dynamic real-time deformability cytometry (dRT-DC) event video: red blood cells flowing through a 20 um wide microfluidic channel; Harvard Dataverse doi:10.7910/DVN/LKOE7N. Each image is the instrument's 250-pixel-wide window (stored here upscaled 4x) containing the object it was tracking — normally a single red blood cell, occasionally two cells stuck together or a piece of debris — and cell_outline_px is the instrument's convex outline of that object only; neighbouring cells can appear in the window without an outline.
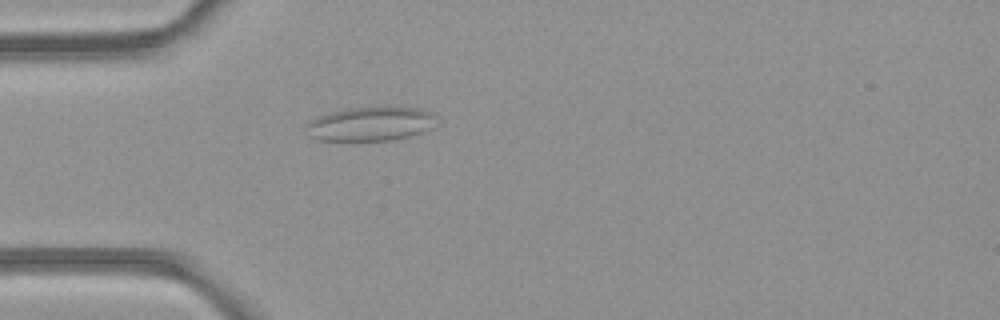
{"species": "common noctule bat (a hibernating species)", "species_latin": "Nyctalus noctula", "temperature_condition": "room temperature", "stored_images_in_passage": 39, "camera_frame_rate_fps": 3000, "um_per_image_px": 0.085, "animal": {"sex": "female", "body_mass_g": 21.9}, "frame": {"image": 1, "passage_image": 4, "time_ms": 1.0, "image_size_px": [1000, 320], "cell_outline_px": [[436, 116], [432, 128], [412, 136], [392, 140], [320, 140], [308, 136], [304, 128], [304, 124], [308, 120], [316, 116], [348, 108], [420, 108], [432, 112]], "centroid_in_image_um": [31.44, 10.54], "position_along_channel_um": 53.6, "area_um2": 25.89}}
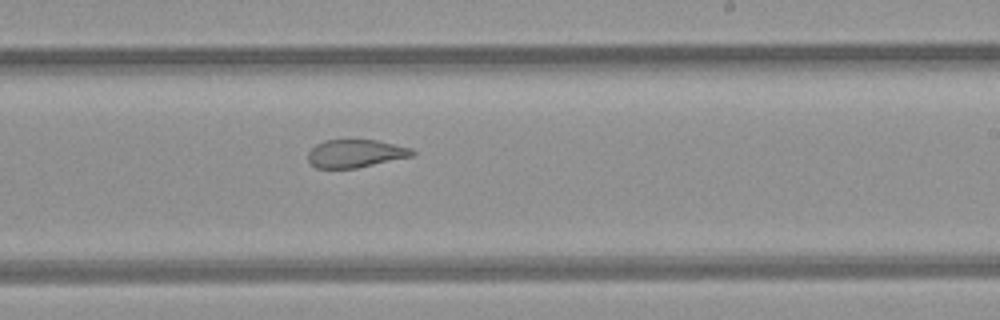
{"frame": {"image": 2, "passage_image": 19, "time_ms": 6.0, "image_size_px": [1000, 320], "cell_outline_px": [[416, 152], [412, 156], [356, 168], [316, 168], [308, 164], [308, 152], [316, 144], [324, 140], [376, 140], [412, 148]], "centroid_in_image_um": [30.18, 13.05], "position_along_channel_um": 258.8, "area_um2": 16.99}}
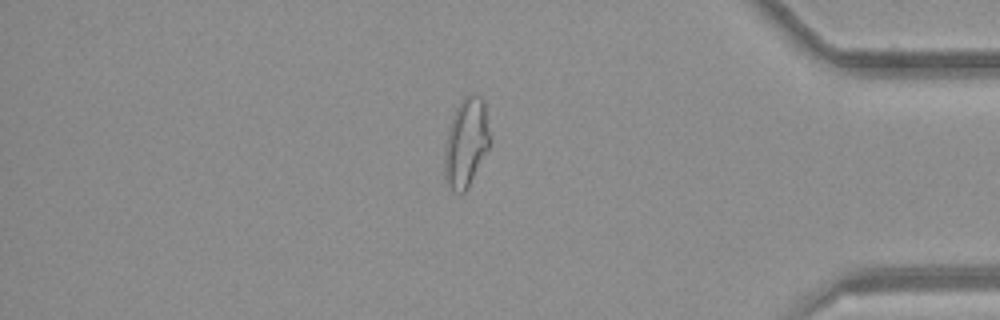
{"frame": {"image": 3, "passage_image": 31, "time_ms": 10.0, "image_size_px": [1000, 320], "cell_outline_px": [[492, 144], [468, 188], [464, 192], [460, 192], [452, 188], [448, 184], [444, 176], [444, 148], [448, 128], [452, 116], [460, 100], [464, 96], [480, 96], [484, 100], [492, 140]], "centroid_in_image_um": [39.65, 12.11], "position_along_channel_um": 395.6, "area_um2": 23.93}, "authors_computed_cell_mechanics": {"area_um2": 20.9814, "velocity_mm_per_s": 4.2456, "shape_relaxation_time_tau1_ms": null, "shape_relaxation_time_tau2_ms": 1.3961, "deformation_change_tau1": null, "deformation_change_tau2": 0.0949}}